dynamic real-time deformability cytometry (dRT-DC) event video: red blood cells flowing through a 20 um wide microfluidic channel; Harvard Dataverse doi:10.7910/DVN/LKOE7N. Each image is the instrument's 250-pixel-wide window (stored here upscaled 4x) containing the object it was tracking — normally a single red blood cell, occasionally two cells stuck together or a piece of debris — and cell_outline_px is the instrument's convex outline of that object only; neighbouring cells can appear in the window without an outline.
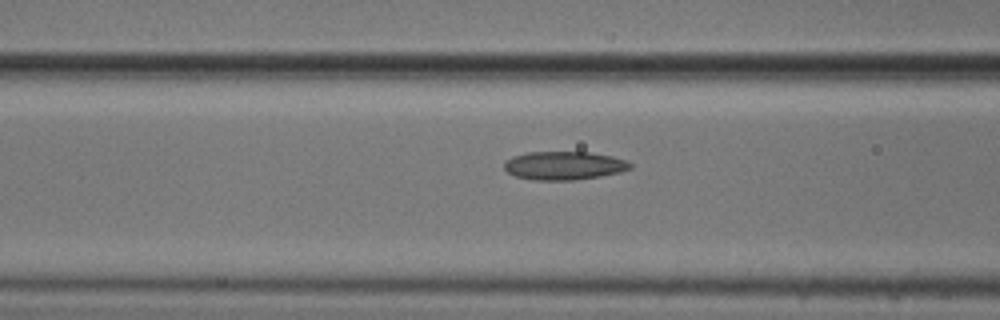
{"species": "common noctule bat (a hibernating species)", "species_latin": "Nyctalus noctula", "temperature_condition": "cold", "stored_images_in_passage": 15, "camera_frame_rate_fps": 3000, "um_per_image_px": 0.085, "animal": {"sex": "male", "body_mass_g": 20.5, "forearm_length_mm": 52.5}, "frame": {"image": 1, "passage_image": 9, "time_ms": 2.667, "image_size_px": [1000, 320], "cell_outline_px": [[632, 168], [620, 172], [600, 176], [576, 180], [536, 180], [516, 176], [508, 172], [504, 168], [504, 160], [512, 156], [528, 152], [588, 152], [612, 156], [628, 160], [632, 164]], "centroid_in_image_um": [47.96, 14.07], "position_along_channel_um": 118.6, "area_um2": 20.98}}
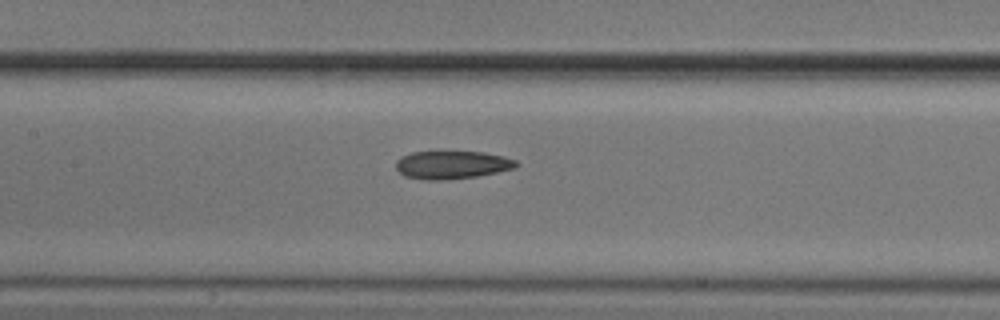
{"frame": {"image": 2, "passage_image": 13, "time_ms": 4.0, "image_size_px": [1000, 320], "cell_outline_px": [[520, 164], [516, 168], [476, 176], [448, 180], [424, 180], [404, 176], [396, 168], [396, 160], [400, 156], [412, 152], [436, 148], [484, 152], [504, 156], [516, 160]], "centroid_in_image_um": [38.38, 13.95], "position_along_channel_um": 169.0, "area_um2": 20.81}}